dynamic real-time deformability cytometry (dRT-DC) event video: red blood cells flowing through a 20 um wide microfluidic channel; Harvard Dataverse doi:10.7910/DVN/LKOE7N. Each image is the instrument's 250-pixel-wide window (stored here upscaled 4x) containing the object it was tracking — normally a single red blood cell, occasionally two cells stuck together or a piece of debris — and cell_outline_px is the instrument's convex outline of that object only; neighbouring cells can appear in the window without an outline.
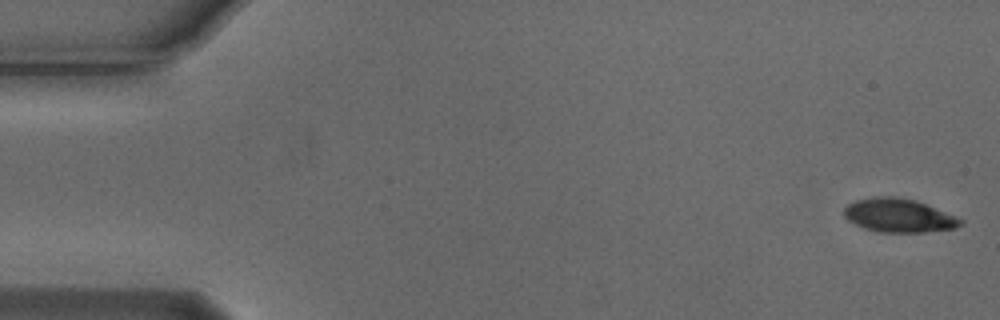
{"species": "Egyptian fruit bat (a non-hibernating species)", "species_latin": "Rousettus aegyptiacus", "temperature_condition": "cold", "stored_images_in_passage": 6, "camera_frame_rate_fps": 3000, "um_per_image_px": 0.085, "animal": {"sex": "male"}, "frame": {"image": 1, "passage_image": 1, "time_ms": 0.0, "image_size_px": [1000, 320], "cell_outline_px": [[964, 224], [956, 228], [924, 232], [880, 232], [864, 228], [848, 220], [844, 216], [844, 208], [848, 204], [856, 200], [872, 196], [892, 196], [916, 200], [964, 220]], "centroid_in_image_um": [76.39, 18.31], "position_along_channel_um": 8.6, "area_um2": 22.77}}
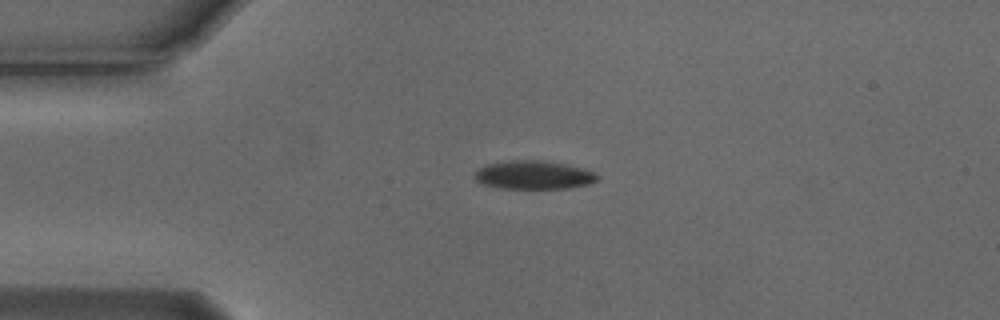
{"frame": {"image": 2, "passage_image": 6, "time_ms": 1.667, "image_size_px": [1000, 320], "cell_outline_px": [[600, 176], [596, 180], [588, 184], [568, 188], [496, 188], [484, 184], [476, 180], [472, 176], [480, 168], [488, 164], [512, 160], [540, 160], [584, 168]], "centroid_in_image_um": [45.34, 14.88], "position_along_channel_um": 39.7, "area_um2": 20.11}}